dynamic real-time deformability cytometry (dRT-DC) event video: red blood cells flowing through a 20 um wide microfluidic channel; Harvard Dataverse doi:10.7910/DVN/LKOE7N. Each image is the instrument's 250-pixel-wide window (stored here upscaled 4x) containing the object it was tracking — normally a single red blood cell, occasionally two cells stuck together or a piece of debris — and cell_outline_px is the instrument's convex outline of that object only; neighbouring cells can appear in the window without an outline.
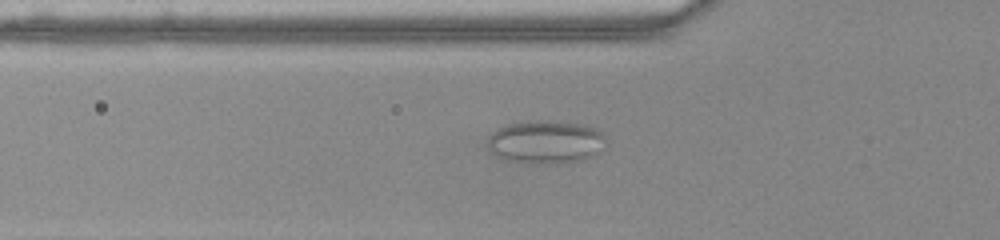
{"species": "common noctule bat (a hibernating species)", "species_latin": "Nyctalus noctula", "temperature_condition": "warm", "stored_images_in_passage": 33, "camera_frame_rate_fps": 3000, "um_per_image_px": 0.085, "animal": {"sex": "female", "body_mass_g": 22.0, "forearm_length_mm": 56.7}, "frame": {"image": 1, "passage_image": 4, "time_ms": 1.0, "image_size_px": [1000, 240], "cell_outline_px": [[604, 148], [592, 156], [584, 160], [512, 160], [500, 156], [492, 152], [488, 148], [488, 136], [492, 132], [508, 124], [528, 120], [548, 120], [584, 124], [596, 128], [604, 132]], "centroid_in_image_um": [46.43, 11.98], "position_along_channel_um": 79.4, "area_um2": 28.67}}
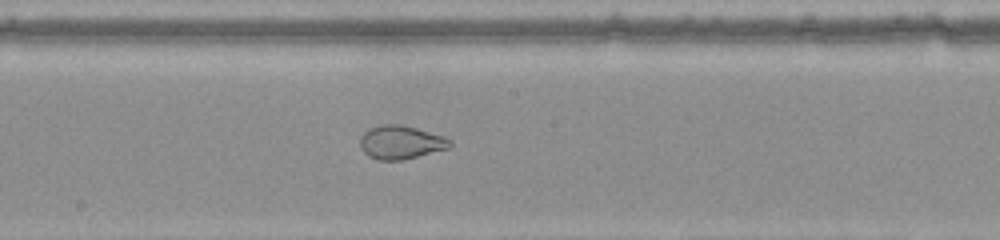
{"frame": {"image": 2, "passage_image": 14, "time_ms": 4.333, "image_size_px": [1000, 240], "cell_outline_px": [[452, 148], [400, 160], [376, 160], [368, 156], [360, 148], [360, 136], [368, 128], [380, 124], [400, 124], [416, 128], [444, 136], [452, 140]], "centroid_in_image_um": [34.07, 12.09], "position_along_channel_um": 214.1, "area_um2": 17.8}}
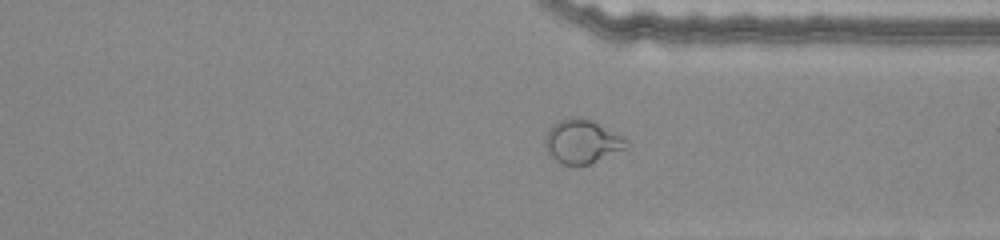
{"frame": {"image": 3, "passage_image": 25, "time_ms": 8.0, "image_size_px": [1000, 240], "cell_outline_px": [[628, 144], [624, 148], [592, 164], [564, 164], [556, 160], [548, 152], [544, 144], [544, 136], [548, 128], [552, 124], [560, 120], [572, 116], [580, 116], [592, 120], [624, 136], [628, 140]], "centroid_in_image_um": [49.46, 11.99], "position_along_channel_um": 361.9, "area_um2": 20.87}, "authors_computed_cell_mechanics": {"area_um2": 20.8658, "velocity_mm_per_s": 4.0209, "shape_relaxation_time_tau1_ms": null, "shape_relaxation_time_tau2_ms": 0.6335, "deformation_change_tau1": null, "deformation_change_tau2": 0.0569}}